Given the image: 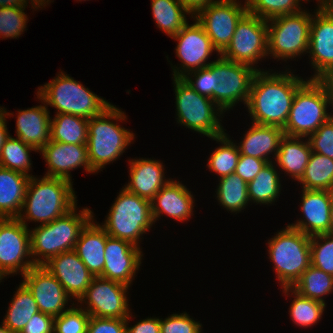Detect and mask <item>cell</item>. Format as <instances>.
I'll return each instance as SVG.
<instances>
[{"instance_id":"cell-1","label":"cell","mask_w":333,"mask_h":333,"mask_svg":"<svg viewBox=\"0 0 333 333\" xmlns=\"http://www.w3.org/2000/svg\"><path fill=\"white\" fill-rule=\"evenodd\" d=\"M258 71L253 79L247 109L252 123L284 128L297 89L306 81L291 71Z\"/></svg>"},{"instance_id":"cell-2","label":"cell","mask_w":333,"mask_h":333,"mask_svg":"<svg viewBox=\"0 0 333 333\" xmlns=\"http://www.w3.org/2000/svg\"><path fill=\"white\" fill-rule=\"evenodd\" d=\"M72 183L63 178L30 177L17 218L28 227L27 221L41 222L40 225H43L67 214L78 201Z\"/></svg>"},{"instance_id":"cell-3","label":"cell","mask_w":333,"mask_h":333,"mask_svg":"<svg viewBox=\"0 0 333 333\" xmlns=\"http://www.w3.org/2000/svg\"><path fill=\"white\" fill-rule=\"evenodd\" d=\"M126 119V113L111 104L100 115L88 120V160L96 173L102 171L106 164L119 159L134 141L135 134L117 124Z\"/></svg>"},{"instance_id":"cell-4","label":"cell","mask_w":333,"mask_h":333,"mask_svg":"<svg viewBox=\"0 0 333 333\" xmlns=\"http://www.w3.org/2000/svg\"><path fill=\"white\" fill-rule=\"evenodd\" d=\"M76 208L77 205L48 224L29 229L31 259L35 265H44L52 257L74 250L80 232L94 217L89 208H82L79 212Z\"/></svg>"},{"instance_id":"cell-5","label":"cell","mask_w":333,"mask_h":333,"mask_svg":"<svg viewBox=\"0 0 333 333\" xmlns=\"http://www.w3.org/2000/svg\"><path fill=\"white\" fill-rule=\"evenodd\" d=\"M37 95L47 107L56 108V114H72L88 120L111 105L62 70L53 80L39 86Z\"/></svg>"},{"instance_id":"cell-6","label":"cell","mask_w":333,"mask_h":333,"mask_svg":"<svg viewBox=\"0 0 333 333\" xmlns=\"http://www.w3.org/2000/svg\"><path fill=\"white\" fill-rule=\"evenodd\" d=\"M333 109V101L318 79H306L297 89L284 135L307 138L333 115L327 108Z\"/></svg>"},{"instance_id":"cell-7","label":"cell","mask_w":333,"mask_h":333,"mask_svg":"<svg viewBox=\"0 0 333 333\" xmlns=\"http://www.w3.org/2000/svg\"><path fill=\"white\" fill-rule=\"evenodd\" d=\"M310 238L287 225L268 240V255L281 288L292 287L311 265Z\"/></svg>"},{"instance_id":"cell-8","label":"cell","mask_w":333,"mask_h":333,"mask_svg":"<svg viewBox=\"0 0 333 333\" xmlns=\"http://www.w3.org/2000/svg\"><path fill=\"white\" fill-rule=\"evenodd\" d=\"M153 224L151 201L122 187L101 226L109 236L140 247V237L145 235Z\"/></svg>"},{"instance_id":"cell-9","label":"cell","mask_w":333,"mask_h":333,"mask_svg":"<svg viewBox=\"0 0 333 333\" xmlns=\"http://www.w3.org/2000/svg\"><path fill=\"white\" fill-rule=\"evenodd\" d=\"M173 79L177 123L208 138L224 134L220 120L224 112L219 106L209 97L196 92L183 78Z\"/></svg>"},{"instance_id":"cell-10","label":"cell","mask_w":333,"mask_h":333,"mask_svg":"<svg viewBox=\"0 0 333 333\" xmlns=\"http://www.w3.org/2000/svg\"><path fill=\"white\" fill-rule=\"evenodd\" d=\"M312 16L302 10L267 20L268 56L287 61L308 53Z\"/></svg>"},{"instance_id":"cell-11","label":"cell","mask_w":333,"mask_h":333,"mask_svg":"<svg viewBox=\"0 0 333 333\" xmlns=\"http://www.w3.org/2000/svg\"><path fill=\"white\" fill-rule=\"evenodd\" d=\"M227 60L221 55L213 61V101L225 113L249 100L255 74L262 69Z\"/></svg>"},{"instance_id":"cell-12","label":"cell","mask_w":333,"mask_h":333,"mask_svg":"<svg viewBox=\"0 0 333 333\" xmlns=\"http://www.w3.org/2000/svg\"><path fill=\"white\" fill-rule=\"evenodd\" d=\"M223 58L254 67L268 56L267 20L246 13L237 23L230 44L220 54Z\"/></svg>"},{"instance_id":"cell-13","label":"cell","mask_w":333,"mask_h":333,"mask_svg":"<svg viewBox=\"0 0 333 333\" xmlns=\"http://www.w3.org/2000/svg\"><path fill=\"white\" fill-rule=\"evenodd\" d=\"M128 289L123 283L94 277L77 304L80 302V307L92 317L127 319L131 313Z\"/></svg>"},{"instance_id":"cell-14","label":"cell","mask_w":333,"mask_h":333,"mask_svg":"<svg viewBox=\"0 0 333 333\" xmlns=\"http://www.w3.org/2000/svg\"><path fill=\"white\" fill-rule=\"evenodd\" d=\"M33 266L29 228L18 218H0V272L22 276Z\"/></svg>"},{"instance_id":"cell-15","label":"cell","mask_w":333,"mask_h":333,"mask_svg":"<svg viewBox=\"0 0 333 333\" xmlns=\"http://www.w3.org/2000/svg\"><path fill=\"white\" fill-rule=\"evenodd\" d=\"M241 4L239 0H215L193 16L220 54L230 44L237 23L247 13L246 2Z\"/></svg>"},{"instance_id":"cell-16","label":"cell","mask_w":333,"mask_h":333,"mask_svg":"<svg viewBox=\"0 0 333 333\" xmlns=\"http://www.w3.org/2000/svg\"><path fill=\"white\" fill-rule=\"evenodd\" d=\"M194 21L193 24L187 23L178 34L172 37L177 41L175 53L181 61L179 67L171 64L173 78H182L191 71L207 67L213 62H207L213 51L220 55L204 28L196 19Z\"/></svg>"},{"instance_id":"cell-17","label":"cell","mask_w":333,"mask_h":333,"mask_svg":"<svg viewBox=\"0 0 333 333\" xmlns=\"http://www.w3.org/2000/svg\"><path fill=\"white\" fill-rule=\"evenodd\" d=\"M22 277V283L32 293L42 313L55 318L70 308L65 306L68 300H72L71 297L45 266L35 265Z\"/></svg>"},{"instance_id":"cell-18","label":"cell","mask_w":333,"mask_h":333,"mask_svg":"<svg viewBox=\"0 0 333 333\" xmlns=\"http://www.w3.org/2000/svg\"><path fill=\"white\" fill-rule=\"evenodd\" d=\"M104 252L105 261L100 277L130 287L142 263L143 253L140 247L107 234Z\"/></svg>"},{"instance_id":"cell-19","label":"cell","mask_w":333,"mask_h":333,"mask_svg":"<svg viewBox=\"0 0 333 333\" xmlns=\"http://www.w3.org/2000/svg\"><path fill=\"white\" fill-rule=\"evenodd\" d=\"M312 16L308 55L315 73L310 79H318L333 66V16L322 6Z\"/></svg>"},{"instance_id":"cell-20","label":"cell","mask_w":333,"mask_h":333,"mask_svg":"<svg viewBox=\"0 0 333 333\" xmlns=\"http://www.w3.org/2000/svg\"><path fill=\"white\" fill-rule=\"evenodd\" d=\"M48 171L46 177L63 178L72 182L71 172L83 167L88 173H96L90 166L86 144H67L50 140L40 151Z\"/></svg>"},{"instance_id":"cell-21","label":"cell","mask_w":333,"mask_h":333,"mask_svg":"<svg viewBox=\"0 0 333 333\" xmlns=\"http://www.w3.org/2000/svg\"><path fill=\"white\" fill-rule=\"evenodd\" d=\"M45 266L61 283L65 292L78 301L95 277L74 250L52 257Z\"/></svg>"},{"instance_id":"cell-22","label":"cell","mask_w":333,"mask_h":333,"mask_svg":"<svg viewBox=\"0 0 333 333\" xmlns=\"http://www.w3.org/2000/svg\"><path fill=\"white\" fill-rule=\"evenodd\" d=\"M301 195L303 219L288 225L309 236L329 233L332 191L302 189Z\"/></svg>"},{"instance_id":"cell-23","label":"cell","mask_w":333,"mask_h":333,"mask_svg":"<svg viewBox=\"0 0 333 333\" xmlns=\"http://www.w3.org/2000/svg\"><path fill=\"white\" fill-rule=\"evenodd\" d=\"M194 203L191 191L181 182L171 179L151 200L154 224L163 214L176 221H187L194 215Z\"/></svg>"},{"instance_id":"cell-24","label":"cell","mask_w":333,"mask_h":333,"mask_svg":"<svg viewBox=\"0 0 333 333\" xmlns=\"http://www.w3.org/2000/svg\"><path fill=\"white\" fill-rule=\"evenodd\" d=\"M130 181L124 187L141 198L151 201L171 179L164 176L161 161L149 158L129 159Z\"/></svg>"},{"instance_id":"cell-25","label":"cell","mask_w":333,"mask_h":333,"mask_svg":"<svg viewBox=\"0 0 333 333\" xmlns=\"http://www.w3.org/2000/svg\"><path fill=\"white\" fill-rule=\"evenodd\" d=\"M39 106L26 110H18L16 120V136L38 152L50 141L51 117L44 101Z\"/></svg>"},{"instance_id":"cell-26","label":"cell","mask_w":333,"mask_h":333,"mask_svg":"<svg viewBox=\"0 0 333 333\" xmlns=\"http://www.w3.org/2000/svg\"><path fill=\"white\" fill-rule=\"evenodd\" d=\"M94 220L93 217L80 232L74 251L88 270L98 277L103 272L107 233L100 223Z\"/></svg>"},{"instance_id":"cell-27","label":"cell","mask_w":333,"mask_h":333,"mask_svg":"<svg viewBox=\"0 0 333 333\" xmlns=\"http://www.w3.org/2000/svg\"><path fill=\"white\" fill-rule=\"evenodd\" d=\"M251 128L245 132L243 140L238 143L241 155H247L268 163L274 162L279 150L280 140L284 136L283 128L277 126L259 125L251 123ZM274 154L272 158L269 156Z\"/></svg>"},{"instance_id":"cell-28","label":"cell","mask_w":333,"mask_h":333,"mask_svg":"<svg viewBox=\"0 0 333 333\" xmlns=\"http://www.w3.org/2000/svg\"><path fill=\"white\" fill-rule=\"evenodd\" d=\"M30 176L0 166V218L21 213Z\"/></svg>"},{"instance_id":"cell-29","label":"cell","mask_w":333,"mask_h":333,"mask_svg":"<svg viewBox=\"0 0 333 333\" xmlns=\"http://www.w3.org/2000/svg\"><path fill=\"white\" fill-rule=\"evenodd\" d=\"M307 140V141H306ZM312 149L306 138L284 135L274 162L293 180H299L308 164Z\"/></svg>"},{"instance_id":"cell-30","label":"cell","mask_w":333,"mask_h":333,"mask_svg":"<svg viewBox=\"0 0 333 333\" xmlns=\"http://www.w3.org/2000/svg\"><path fill=\"white\" fill-rule=\"evenodd\" d=\"M152 15L156 25L170 38L188 23L186 15H193L178 0H151Z\"/></svg>"},{"instance_id":"cell-31","label":"cell","mask_w":333,"mask_h":333,"mask_svg":"<svg viewBox=\"0 0 333 333\" xmlns=\"http://www.w3.org/2000/svg\"><path fill=\"white\" fill-rule=\"evenodd\" d=\"M38 312L39 308L32 293L21 283L10 301L2 323L13 333H20L31 317Z\"/></svg>"},{"instance_id":"cell-32","label":"cell","mask_w":333,"mask_h":333,"mask_svg":"<svg viewBox=\"0 0 333 333\" xmlns=\"http://www.w3.org/2000/svg\"><path fill=\"white\" fill-rule=\"evenodd\" d=\"M276 165L269 162L248 183V197L250 202L255 204L271 205L279 198L281 192V181Z\"/></svg>"},{"instance_id":"cell-33","label":"cell","mask_w":333,"mask_h":333,"mask_svg":"<svg viewBox=\"0 0 333 333\" xmlns=\"http://www.w3.org/2000/svg\"><path fill=\"white\" fill-rule=\"evenodd\" d=\"M218 179L219 184L215 192L220 206L237 214L251 203L248 197V183L239 175L231 173Z\"/></svg>"},{"instance_id":"cell-34","label":"cell","mask_w":333,"mask_h":333,"mask_svg":"<svg viewBox=\"0 0 333 333\" xmlns=\"http://www.w3.org/2000/svg\"><path fill=\"white\" fill-rule=\"evenodd\" d=\"M88 119L72 114H56L51 119L50 140L67 144H87Z\"/></svg>"},{"instance_id":"cell-35","label":"cell","mask_w":333,"mask_h":333,"mask_svg":"<svg viewBox=\"0 0 333 333\" xmlns=\"http://www.w3.org/2000/svg\"><path fill=\"white\" fill-rule=\"evenodd\" d=\"M298 183L302 189L333 191V159L312 152Z\"/></svg>"},{"instance_id":"cell-36","label":"cell","mask_w":333,"mask_h":333,"mask_svg":"<svg viewBox=\"0 0 333 333\" xmlns=\"http://www.w3.org/2000/svg\"><path fill=\"white\" fill-rule=\"evenodd\" d=\"M282 289L284 295H291L294 298L290 304L289 313L290 319H292L295 325L308 328L320 321L326 303L304 297L292 287H284Z\"/></svg>"},{"instance_id":"cell-37","label":"cell","mask_w":333,"mask_h":333,"mask_svg":"<svg viewBox=\"0 0 333 333\" xmlns=\"http://www.w3.org/2000/svg\"><path fill=\"white\" fill-rule=\"evenodd\" d=\"M292 288L304 297L326 303L325 296L333 293V276L310 265Z\"/></svg>"},{"instance_id":"cell-38","label":"cell","mask_w":333,"mask_h":333,"mask_svg":"<svg viewBox=\"0 0 333 333\" xmlns=\"http://www.w3.org/2000/svg\"><path fill=\"white\" fill-rule=\"evenodd\" d=\"M210 139L220 142L222 146L217 147L208 158V169L217 173L220 178L235 173L240 157L237 143H234L227 133Z\"/></svg>"},{"instance_id":"cell-39","label":"cell","mask_w":333,"mask_h":333,"mask_svg":"<svg viewBox=\"0 0 333 333\" xmlns=\"http://www.w3.org/2000/svg\"><path fill=\"white\" fill-rule=\"evenodd\" d=\"M31 151L38 152L19 138L10 135L1 148L0 166L32 177L33 175L28 173L32 168Z\"/></svg>"},{"instance_id":"cell-40","label":"cell","mask_w":333,"mask_h":333,"mask_svg":"<svg viewBox=\"0 0 333 333\" xmlns=\"http://www.w3.org/2000/svg\"><path fill=\"white\" fill-rule=\"evenodd\" d=\"M301 1L303 0H248L246 5L248 13L263 20H270L278 16L301 12L303 10Z\"/></svg>"},{"instance_id":"cell-41","label":"cell","mask_w":333,"mask_h":333,"mask_svg":"<svg viewBox=\"0 0 333 333\" xmlns=\"http://www.w3.org/2000/svg\"><path fill=\"white\" fill-rule=\"evenodd\" d=\"M311 265L333 276V235L317 234L310 238Z\"/></svg>"},{"instance_id":"cell-42","label":"cell","mask_w":333,"mask_h":333,"mask_svg":"<svg viewBox=\"0 0 333 333\" xmlns=\"http://www.w3.org/2000/svg\"><path fill=\"white\" fill-rule=\"evenodd\" d=\"M74 305L54 318V333H87L90 314Z\"/></svg>"},{"instance_id":"cell-43","label":"cell","mask_w":333,"mask_h":333,"mask_svg":"<svg viewBox=\"0 0 333 333\" xmlns=\"http://www.w3.org/2000/svg\"><path fill=\"white\" fill-rule=\"evenodd\" d=\"M25 8L0 7V38H19L26 31Z\"/></svg>"},{"instance_id":"cell-44","label":"cell","mask_w":333,"mask_h":333,"mask_svg":"<svg viewBox=\"0 0 333 333\" xmlns=\"http://www.w3.org/2000/svg\"><path fill=\"white\" fill-rule=\"evenodd\" d=\"M160 333H202V324L186 313H173L160 319Z\"/></svg>"},{"instance_id":"cell-45","label":"cell","mask_w":333,"mask_h":333,"mask_svg":"<svg viewBox=\"0 0 333 333\" xmlns=\"http://www.w3.org/2000/svg\"><path fill=\"white\" fill-rule=\"evenodd\" d=\"M312 152L333 159V116L308 137Z\"/></svg>"},{"instance_id":"cell-46","label":"cell","mask_w":333,"mask_h":333,"mask_svg":"<svg viewBox=\"0 0 333 333\" xmlns=\"http://www.w3.org/2000/svg\"><path fill=\"white\" fill-rule=\"evenodd\" d=\"M196 92L213 100V62L182 77Z\"/></svg>"},{"instance_id":"cell-47","label":"cell","mask_w":333,"mask_h":333,"mask_svg":"<svg viewBox=\"0 0 333 333\" xmlns=\"http://www.w3.org/2000/svg\"><path fill=\"white\" fill-rule=\"evenodd\" d=\"M126 319L90 316L87 333H126Z\"/></svg>"},{"instance_id":"cell-48","label":"cell","mask_w":333,"mask_h":333,"mask_svg":"<svg viewBox=\"0 0 333 333\" xmlns=\"http://www.w3.org/2000/svg\"><path fill=\"white\" fill-rule=\"evenodd\" d=\"M267 163L265 160L240 154L235 174L239 175L246 183H249Z\"/></svg>"},{"instance_id":"cell-49","label":"cell","mask_w":333,"mask_h":333,"mask_svg":"<svg viewBox=\"0 0 333 333\" xmlns=\"http://www.w3.org/2000/svg\"><path fill=\"white\" fill-rule=\"evenodd\" d=\"M20 333H54V317L39 311L31 317Z\"/></svg>"},{"instance_id":"cell-50","label":"cell","mask_w":333,"mask_h":333,"mask_svg":"<svg viewBox=\"0 0 333 333\" xmlns=\"http://www.w3.org/2000/svg\"><path fill=\"white\" fill-rule=\"evenodd\" d=\"M132 312L126 319V333H160V319L157 317H148L146 319L140 320L135 325L129 327V322L131 320ZM129 321V322H128Z\"/></svg>"},{"instance_id":"cell-51","label":"cell","mask_w":333,"mask_h":333,"mask_svg":"<svg viewBox=\"0 0 333 333\" xmlns=\"http://www.w3.org/2000/svg\"><path fill=\"white\" fill-rule=\"evenodd\" d=\"M193 16L215 0H178Z\"/></svg>"},{"instance_id":"cell-52","label":"cell","mask_w":333,"mask_h":333,"mask_svg":"<svg viewBox=\"0 0 333 333\" xmlns=\"http://www.w3.org/2000/svg\"><path fill=\"white\" fill-rule=\"evenodd\" d=\"M7 116H13V113L7 112L6 108H2L0 110V153L3 144L5 143L6 139L10 136L6 124Z\"/></svg>"},{"instance_id":"cell-53","label":"cell","mask_w":333,"mask_h":333,"mask_svg":"<svg viewBox=\"0 0 333 333\" xmlns=\"http://www.w3.org/2000/svg\"><path fill=\"white\" fill-rule=\"evenodd\" d=\"M318 80L323 84L333 101V66L323 73Z\"/></svg>"},{"instance_id":"cell-54","label":"cell","mask_w":333,"mask_h":333,"mask_svg":"<svg viewBox=\"0 0 333 333\" xmlns=\"http://www.w3.org/2000/svg\"><path fill=\"white\" fill-rule=\"evenodd\" d=\"M29 1V2H28ZM31 2L32 8L37 10L39 7L32 0H0V7H18L27 8V4Z\"/></svg>"},{"instance_id":"cell-55","label":"cell","mask_w":333,"mask_h":333,"mask_svg":"<svg viewBox=\"0 0 333 333\" xmlns=\"http://www.w3.org/2000/svg\"><path fill=\"white\" fill-rule=\"evenodd\" d=\"M333 235V191H332V199H331V207H330V226H329V233Z\"/></svg>"},{"instance_id":"cell-56","label":"cell","mask_w":333,"mask_h":333,"mask_svg":"<svg viewBox=\"0 0 333 333\" xmlns=\"http://www.w3.org/2000/svg\"><path fill=\"white\" fill-rule=\"evenodd\" d=\"M322 7L333 16V0H325Z\"/></svg>"},{"instance_id":"cell-57","label":"cell","mask_w":333,"mask_h":333,"mask_svg":"<svg viewBox=\"0 0 333 333\" xmlns=\"http://www.w3.org/2000/svg\"><path fill=\"white\" fill-rule=\"evenodd\" d=\"M33 3H35L39 8H45V6H47L46 4L49 5V3H51V0H32Z\"/></svg>"},{"instance_id":"cell-58","label":"cell","mask_w":333,"mask_h":333,"mask_svg":"<svg viewBox=\"0 0 333 333\" xmlns=\"http://www.w3.org/2000/svg\"><path fill=\"white\" fill-rule=\"evenodd\" d=\"M0 333H13V332L1 322Z\"/></svg>"},{"instance_id":"cell-59","label":"cell","mask_w":333,"mask_h":333,"mask_svg":"<svg viewBox=\"0 0 333 333\" xmlns=\"http://www.w3.org/2000/svg\"><path fill=\"white\" fill-rule=\"evenodd\" d=\"M303 1H309V0H303ZM316 1L318 2L317 7H321V6H323L325 0H316Z\"/></svg>"},{"instance_id":"cell-60","label":"cell","mask_w":333,"mask_h":333,"mask_svg":"<svg viewBox=\"0 0 333 333\" xmlns=\"http://www.w3.org/2000/svg\"><path fill=\"white\" fill-rule=\"evenodd\" d=\"M5 278V276L0 272V282Z\"/></svg>"}]
</instances>
